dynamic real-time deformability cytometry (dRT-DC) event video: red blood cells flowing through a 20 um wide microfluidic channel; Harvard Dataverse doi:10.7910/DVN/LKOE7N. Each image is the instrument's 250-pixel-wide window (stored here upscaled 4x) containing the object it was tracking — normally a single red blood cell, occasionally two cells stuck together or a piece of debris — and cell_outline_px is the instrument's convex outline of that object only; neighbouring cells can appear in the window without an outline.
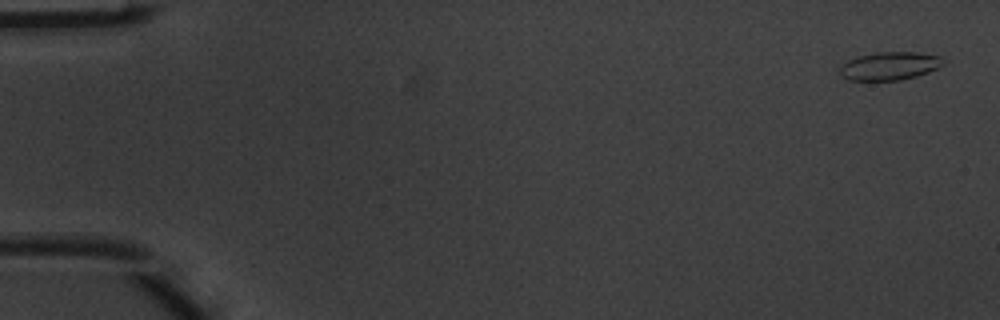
{"species": "common noctule bat (a hibernating species)", "species_latin": "Nyctalus noctula", "temperature_condition": "warm", "stored_images_in_passage": 5, "camera_frame_rate_fps": 3000, "um_per_image_px": 0.085, "animal": {"sex": "male", "body_mass_g": 20.1, "forearm_length_mm": 53.5}, "frame": {"image": 1, "passage_image": 1, "time_ms": 0.0, "image_size_px": [1000, 320], "cell_outline_px": [[944, 64], [928, 72], [916, 76], [900, 80], [848, 80], [840, 72], [840, 64], [856, 56], [876, 52], [916, 52], [940, 56], [944, 60]], "centroid_in_image_um": [75.6, 5.59], "position_along_channel_um": 9.4, "area_um2": 16.94}}